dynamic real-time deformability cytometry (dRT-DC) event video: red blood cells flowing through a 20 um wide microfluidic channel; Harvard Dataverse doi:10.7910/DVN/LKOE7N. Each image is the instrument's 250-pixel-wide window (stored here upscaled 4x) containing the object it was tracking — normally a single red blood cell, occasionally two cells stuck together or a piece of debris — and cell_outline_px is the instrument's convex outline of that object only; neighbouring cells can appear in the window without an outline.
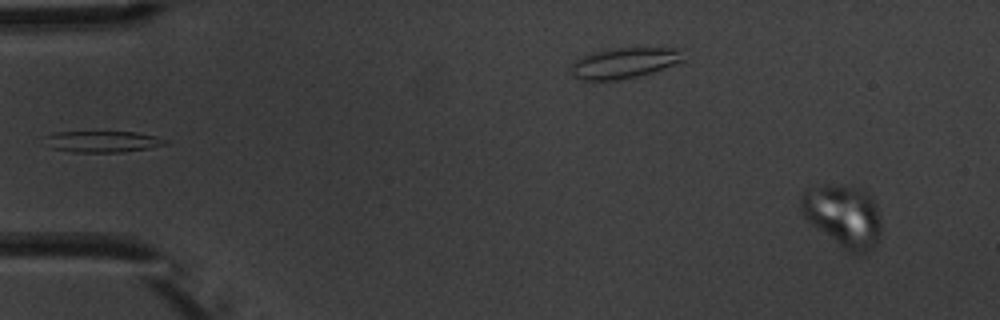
{"species": "common noctule bat (a hibernating species)", "species_latin": "Nyctalus noctula", "temperature_condition": "warm", "stored_images_in_passage": 15, "camera_frame_rate_fps": 3000, "um_per_image_px": 0.085, "animal": {"sex": "male", "body_mass_g": 20.1, "forearm_length_mm": 53.5}, "frame": {"image": 1, "passage_image": 1, "time_ms": 0.0, "image_size_px": [1000, 320], "cell_outline_px": [[880, 236], [876, 244], [864, 256], [856, 256], [848, 252], [812, 224], [804, 216], [800, 204], [800, 200], [804, 188], [824, 184], [852, 184], [868, 188], [876, 204], [880, 220]], "centroid_in_image_um": [71.71, 18.3], "position_along_channel_um": 13.3, "area_um2": 30.11}}
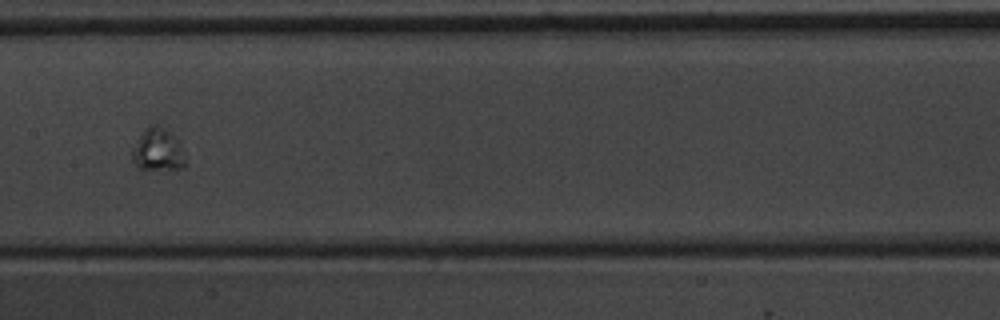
{"frame": {"image": 2, "passage_image": 8, "time_ms": 8.667, "image_size_px": [1000, 320], "cell_outline_px": [[188, 164], [184, 168], [140, 168], [132, 160], [132, 148], [136, 140], [144, 128], [148, 124], [160, 124], [180, 140]], "centroid_in_image_um": [13.46, 12.68], "position_along_channel_um": 193.9, "area_um2": 13.53}}
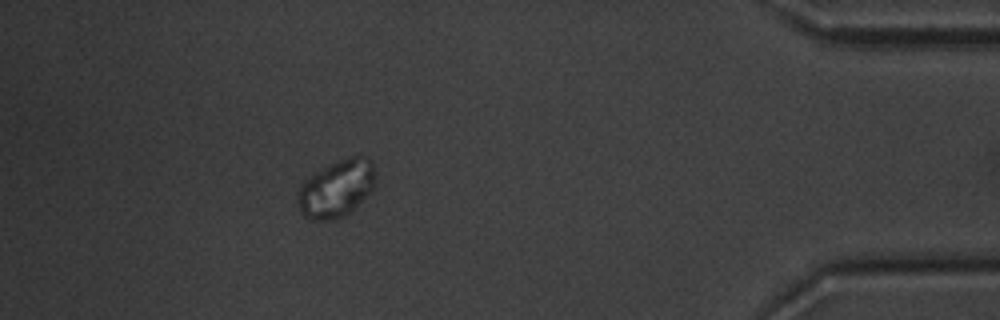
{"frame": {"image": 3, "passage_image": 14, "time_ms": 16.0, "image_size_px": [1000, 320], "cell_outline_px": [[372, 188], [352, 212], [336, 220], [312, 220], [304, 216], [300, 212], [296, 196], [300, 184], [316, 172], [340, 160], [352, 156], [364, 156], [372, 160]], "centroid_in_image_um": [28.54, 16.08], "position_along_channel_um": 406.7, "area_um2": 25.49}}